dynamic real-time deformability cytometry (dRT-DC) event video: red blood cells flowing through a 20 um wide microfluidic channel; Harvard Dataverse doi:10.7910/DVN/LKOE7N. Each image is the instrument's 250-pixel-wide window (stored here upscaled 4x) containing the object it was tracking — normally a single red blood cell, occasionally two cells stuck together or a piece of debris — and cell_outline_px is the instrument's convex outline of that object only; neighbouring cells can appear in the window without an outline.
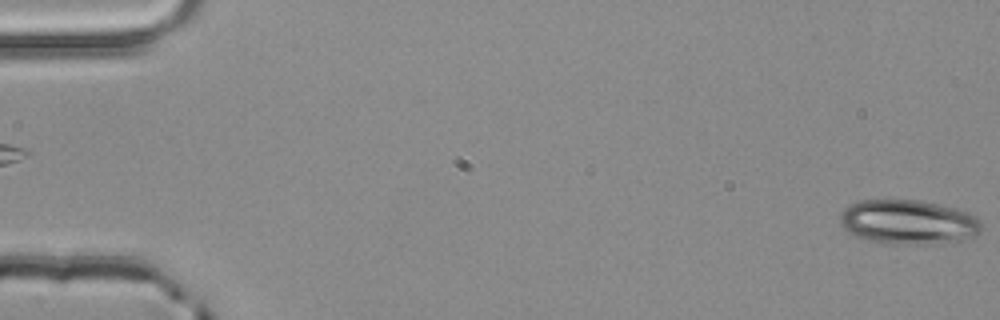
{"species": "common noctule bat (a hibernating species)", "species_latin": "Nyctalus noctula", "temperature_condition": "room temperature", "stored_images_in_passage": 4, "segment_of_instrument_passage": [2, 2], "camera_frame_rate_fps": 3000, "um_per_image_px": 0.085, "animal": {"sex": "male", "body_mass_g": 20.4}, "frame": {"image": 1, "passage_image": 4, "time_ms": 1.0, "image_size_px": [1000, 320], "cell_outline_px": [[980, 232], [976, 236], [964, 240], [916, 244], [904, 244], [868, 240], [856, 236], [848, 232], [840, 224], [840, 212], [848, 204], [860, 200], [920, 200], [940, 204], [956, 208], [968, 212], [976, 216], [980, 224]], "centroid_in_image_um": [77.19, 18.85], "position_along_channel_um": 7.8, "area_um2": 36.59}}